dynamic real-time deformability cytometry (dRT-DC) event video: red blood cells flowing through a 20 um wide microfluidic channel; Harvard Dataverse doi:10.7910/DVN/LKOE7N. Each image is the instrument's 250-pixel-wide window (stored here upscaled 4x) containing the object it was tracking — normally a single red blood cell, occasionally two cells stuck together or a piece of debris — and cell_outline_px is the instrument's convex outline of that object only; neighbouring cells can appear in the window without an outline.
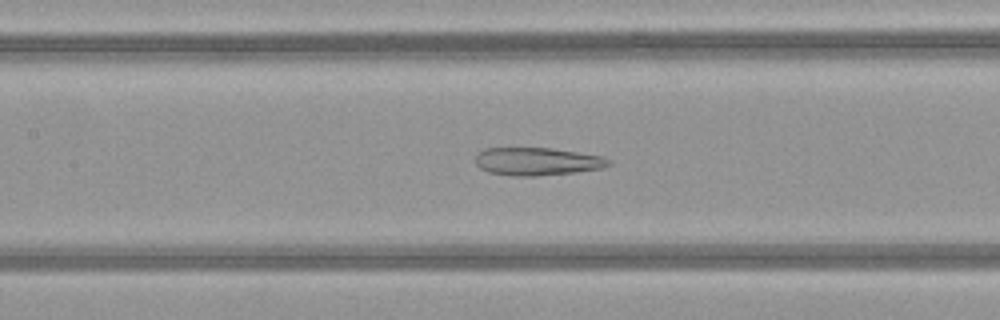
{"species": "common noctule bat (a hibernating species)", "species_latin": "Nyctalus noctula", "temperature_condition": "warm", "stored_images_in_passage": 48, "camera_frame_rate_fps": 3000, "um_per_image_px": 0.085, "animal": {"sex": "female", "body_mass_g": 21.9}, "frame": {"image": 1, "passage_image": 21, "time_ms": 6.667, "image_size_px": [1000, 320], "cell_outline_px": [[612, 164], [600, 168], [576, 172], [536, 176], [512, 176], [488, 172], [480, 168], [476, 164], [476, 152], [484, 148], [552, 148], [604, 156], [612, 160]], "centroid_in_image_um": [45.66, 13.72], "position_along_channel_um": 161.7, "area_um2": 21.85}}
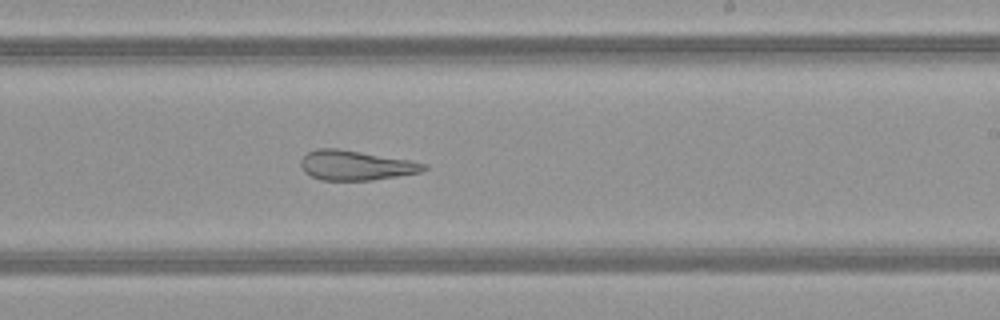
{"frame": {"image": 2, "passage_image": 28, "time_ms": 9.0, "image_size_px": [1000, 320], "cell_outline_px": [[428, 168], [420, 172], [372, 180], [320, 180], [304, 172], [300, 164], [300, 160], [308, 152], [316, 148], [336, 148], [412, 160], [428, 164]], "centroid_in_image_um": [30.24, 14.05], "position_along_channel_um": 258.8, "area_um2": 21.33}}
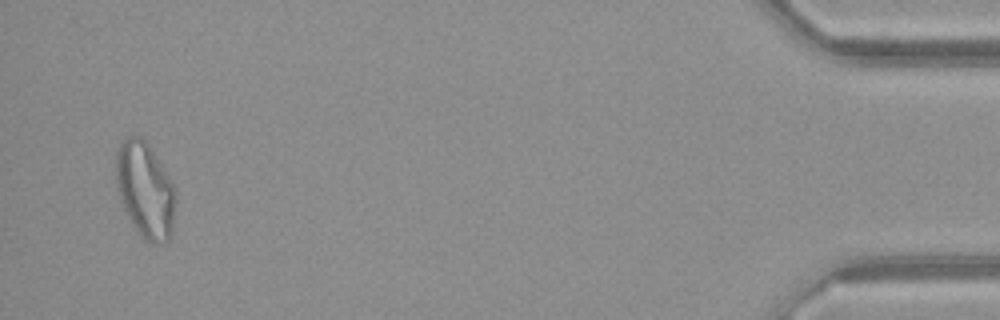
{"frame": {"image": 3, "passage_image": 46, "time_ms": 15.0, "image_size_px": [1000, 320], "cell_outline_px": [[176, 204], [172, 232], [168, 240], [160, 244], [152, 244], [144, 240], [140, 236], [128, 216], [120, 200], [116, 184], [116, 152], [120, 140], [128, 136], [144, 136], [176, 188]], "centroid_in_image_um": [12.35, 16.13], "position_along_channel_um": 422.9, "area_um2": 33.87}}